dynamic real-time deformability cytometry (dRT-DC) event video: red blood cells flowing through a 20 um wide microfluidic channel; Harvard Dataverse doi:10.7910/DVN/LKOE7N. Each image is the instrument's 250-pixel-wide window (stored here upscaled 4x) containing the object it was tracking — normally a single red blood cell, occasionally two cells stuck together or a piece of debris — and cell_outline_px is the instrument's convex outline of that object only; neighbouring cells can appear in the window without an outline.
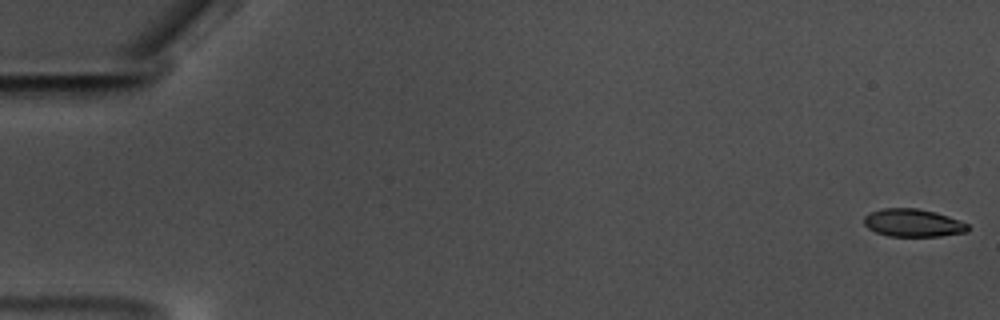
{"species": "common noctule bat (a hibernating species)", "species_latin": "Nyctalus noctula", "temperature_condition": "warm", "stored_images_in_passage": 55, "camera_frame_rate_fps": 3000, "um_per_image_px": 0.085, "animal": {"sex": "male", "body_mass_g": 17.5, "forearm_length_mm": 52.3}, "frame": {"image": 1, "passage_image": 1, "time_ms": 0.0, "image_size_px": [1000, 320], "cell_outline_px": [[968, 232], [940, 236], [888, 236], [876, 232], [868, 228], [864, 224], [864, 216], [872, 212], [884, 208], [916, 208], [936, 212], [960, 220], [968, 224]], "centroid_in_image_um": [77.62, 18.95], "position_along_channel_um": 7.4, "area_um2": 16.82}}
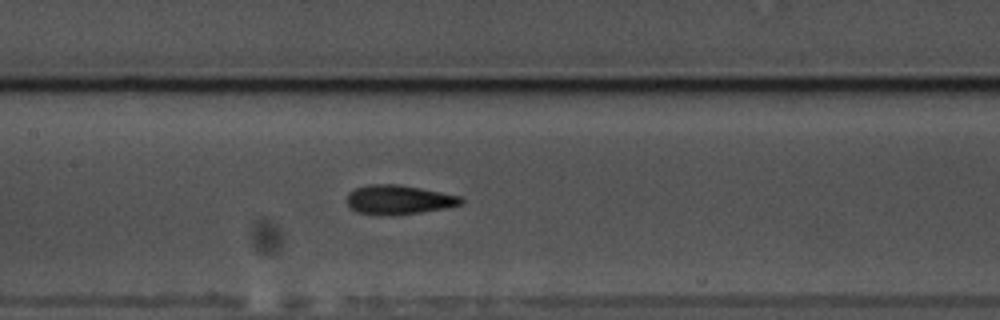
{"frame": {"image": 2, "passage_image": 29, "time_ms": 9.333, "image_size_px": [1000, 320], "cell_outline_px": [[464, 204], [444, 208], [420, 212], [392, 216], [376, 216], [356, 212], [348, 208], [344, 200], [348, 192], [356, 188], [368, 184], [396, 184], [420, 188], [460, 196], [464, 200]], "centroid_in_image_um": [33.8, 17.0], "position_along_channel_um": 173.6, "area_um2": 19.94}}
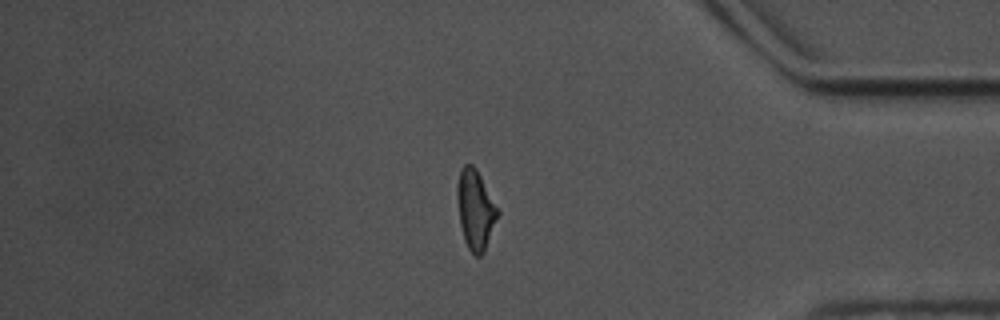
{"frame": {"image": 3, "passage_image": 50, "time_ms": 16.333, "image_size_px": [1000, 320], "cell_outline_px": [[500, 212], [484, 252], [480, 256], [476, 256], [468, 248], [464, 240], [460, 224], [456, 196], [456, 184], [460, 168], [464, 164], [472, 164], [476, 168]], "centroid_in_image_um": [40.39, 17.79], "position_along_channel_um": 394.8, "area_um2": 18.84}, "authors_computed_cell_mechanics": {"area_um2": 18.6694, "velocity_mm_per_s": 3.5192, "shape_relaxation_time_tau1_ms": 5.2402, "shape_relaxation_time_tau2_ms": 2.091, "deformation_change_tau1": 0.1795, "deformation_change_tau2": 0.0922}}